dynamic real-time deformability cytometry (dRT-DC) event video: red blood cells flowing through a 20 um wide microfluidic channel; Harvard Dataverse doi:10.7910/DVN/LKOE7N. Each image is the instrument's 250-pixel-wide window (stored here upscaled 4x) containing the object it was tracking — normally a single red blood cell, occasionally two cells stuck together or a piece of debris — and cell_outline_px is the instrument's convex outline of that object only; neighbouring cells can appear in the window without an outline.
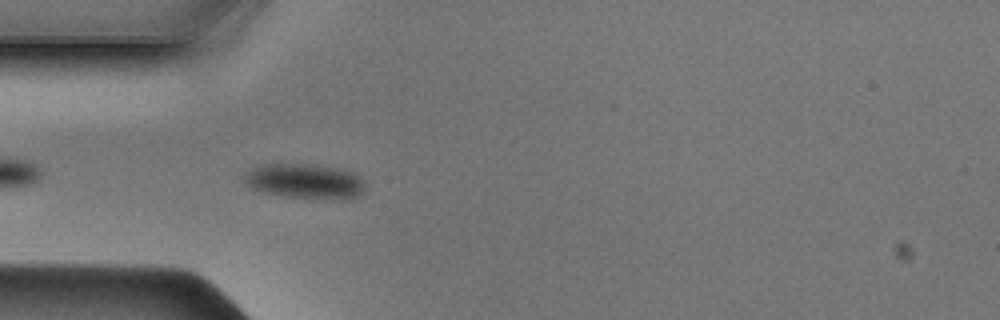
{"species": "Egyptian fruit bat (a non-hibernating species)", "species_latin": "Rousettus aegyptiacus", "temperature_condition": "cold", "stored_images_in_passage": 34, "camera_frame_rate_fps": 3000, "um_per_image_px": 0.085, "animal": {"sex": "male"}, "frame": {"image": 1, "passage_image": 3, "time_ms": 0.667, "image_size_px": [1000, 320], "cell_outline_px": [[360, 192], [356, 196], [288, 196], [264, 192], [252, 188], [244, 180], [244, 172], [260, 164], [312, 164], [336, 168], [352, 172], [360, 180]], "centroid_in_image_um": [25.73, 15.33], "position_along_channel_um": 59.3, "area_um2": 23.0}}
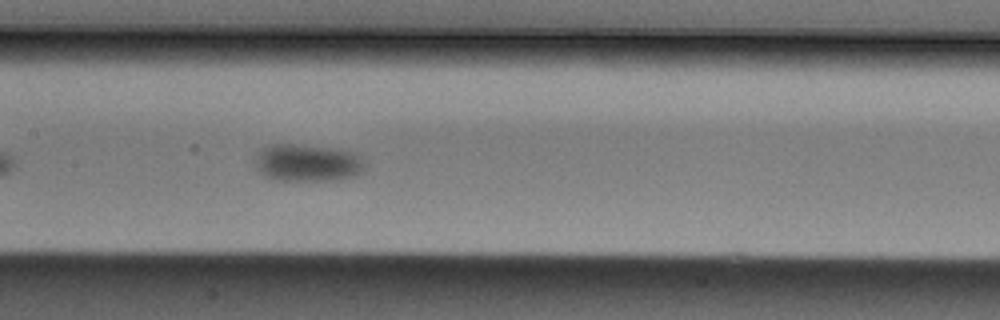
{"frame": {"image": 2, "passage_image": 12, "time_ms": 3.667, "image_size_px": [1000, 320], "cell_outline_px": [[364, 168], [360, 172], [352, 176], [336, 180], [280, 180], [264, 176], [256, 168], [256, 156], [260, 148], [268, 144], [300, 144], [340, 148], [352, 152], [360, 156], [364, 164]], "centroid_in_image_um": [26.11, 13.81], "position_along_channel_um": 181.3, "area_um2": 24.04}}
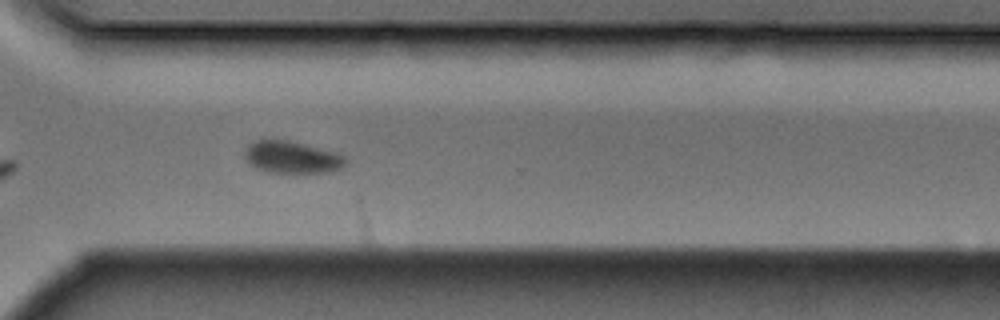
{"frame": {"image": 3, "passage_image": 24, "time_ms": 7.667, "image_size_px": [1000, 320], "cell_outline_px": [[348, 160], [340, 168], [332, 172], [268, 172], [256, 168], [248, 164], [244, 156], [244, 148], [248, 144], [256, 140], [288, 140], [336, 152], [344, 156]], "centroid_in_image_um": [24.77, 13.36], "position_along_channel_um": 345.8, "area_um2": 18.9}}